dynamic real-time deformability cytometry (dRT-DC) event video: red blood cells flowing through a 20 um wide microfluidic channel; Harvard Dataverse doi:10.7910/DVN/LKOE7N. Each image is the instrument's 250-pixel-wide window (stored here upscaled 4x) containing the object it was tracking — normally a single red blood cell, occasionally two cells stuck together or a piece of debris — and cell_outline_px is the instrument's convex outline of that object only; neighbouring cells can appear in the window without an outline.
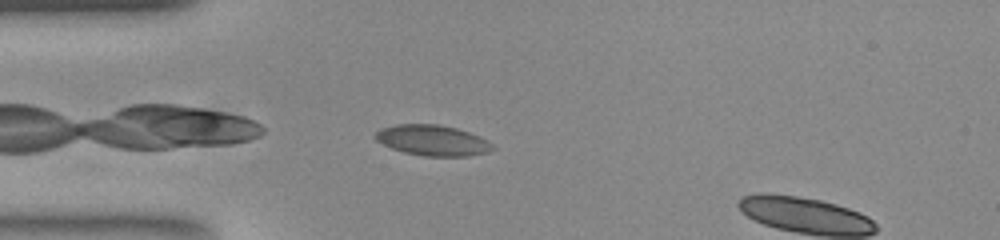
{"species": "common noctule bat (a hibernating species)", "species_latin": "Nyctalus noctula", "temperature_condition": "room temperature", "stored_images_in_passage": 4, "camera_frame_rate_fps": 3000, "um_per_image_px": 0.085, "animal": {"sex": "female", "body_mass_g": 23.0, "forearm_length_mm": 53.4}, "frame": {"image": 1, "passage_image": 2, "time_ms": 0.333, "image_size_px": [1000, 240], "cell_outline_px": [[496, 148], [488, 152], [468, 156], [424, 156], [404, 152], [392, 148], [376, 140], [372, 136], [380, 128], [396, 124], [440, 124], [456, 128], [480, 136], [488, 140]], "centroid_in_image_um": [36.77, 11.92], "position_along_channel_um": 48.2, "area_um2": 21.04}}